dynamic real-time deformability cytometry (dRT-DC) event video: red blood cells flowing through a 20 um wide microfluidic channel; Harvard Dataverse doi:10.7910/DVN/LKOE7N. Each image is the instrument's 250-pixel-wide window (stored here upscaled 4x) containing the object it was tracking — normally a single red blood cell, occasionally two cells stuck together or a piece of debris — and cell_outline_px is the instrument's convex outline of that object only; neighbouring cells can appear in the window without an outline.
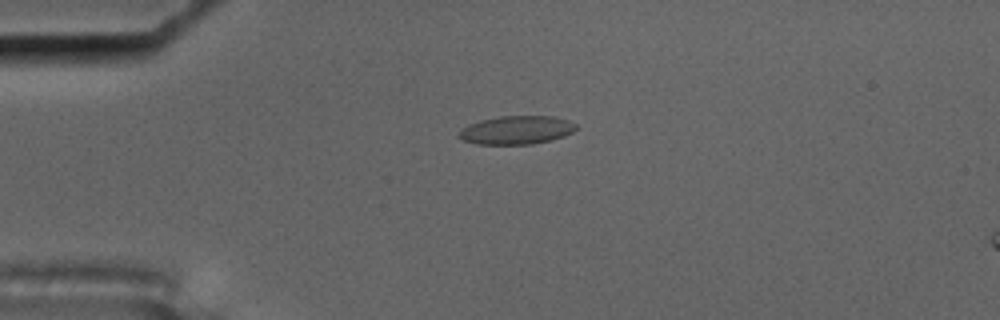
{"species": "common noctule bat (a hibernating species)", "species_latin": "Nyctalus noctula", "temperature_condition": "cold", "stored_images_in_passage": 1, "camera_frame_rate_fps": 3000, "um_per_image_px": 0.085, "animal": {"sex": "male", "body_mass_g": 17.5, "forearm_length_mm": 52.3}, "frame": {"image": 1, "passage_image": 1, "time_ms": 0.0, "image_size_px": [1000, 320], "cell_outline_px": [[580, 128], [564, 136], [532, 144], [476, 144], [464, 140], [456, 136], [460, 128], [468, 124], [480, 120], [500, 116], [552, 116], [568, 120], [576, 124]], "centroid_in_image_um": [43.88, 11.05], "position_along_channel_um": 41.1, "area_um2": 19.54}}